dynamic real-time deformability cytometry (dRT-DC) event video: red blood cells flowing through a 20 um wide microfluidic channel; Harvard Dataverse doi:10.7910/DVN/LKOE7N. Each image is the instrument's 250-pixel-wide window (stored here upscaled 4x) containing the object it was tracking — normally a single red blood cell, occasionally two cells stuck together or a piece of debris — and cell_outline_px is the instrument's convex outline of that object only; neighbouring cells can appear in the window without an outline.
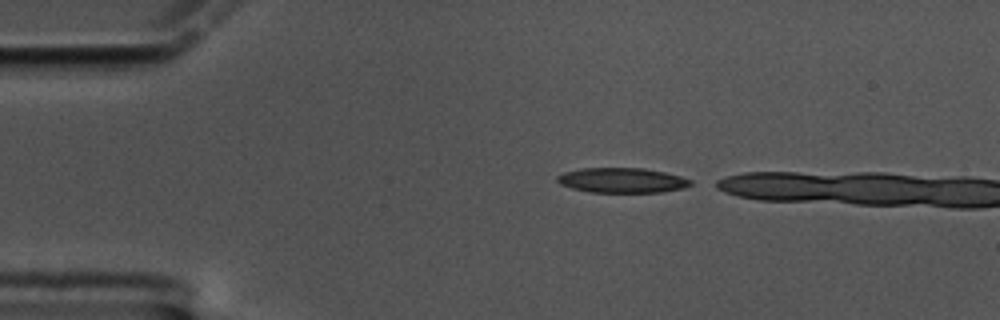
{"species": "common noctule bat (a hibernating species)", "species_latin": "Nyctalus noctula", "temperature_condition": "cold", "stored_images_in_passage": 3, "camera_frame_rate_fps": 3000, "um_per_image_px": 0.085, "animal": {"sex": "male", "body_mass_g": 17.5, "forearm_length_mm": 52.3}, "frame": {"image": 1, "passage_image": 1, "time_ms": 0.0, "image_size_px": [1000, 320], "cell_outline_px": [[692, 184], [684, 188], [660, 192], [588, 192], [572, 188], [560, 184], [556, 180], [556, 176], [564, 172], [580, 168], [644, 168], [664, 172], [680, 176], [692, 180]], "centroid_in_image_um": [52.85, 15.32], "position_along_channel_um": 32.1, "area_um2": 19.42}}